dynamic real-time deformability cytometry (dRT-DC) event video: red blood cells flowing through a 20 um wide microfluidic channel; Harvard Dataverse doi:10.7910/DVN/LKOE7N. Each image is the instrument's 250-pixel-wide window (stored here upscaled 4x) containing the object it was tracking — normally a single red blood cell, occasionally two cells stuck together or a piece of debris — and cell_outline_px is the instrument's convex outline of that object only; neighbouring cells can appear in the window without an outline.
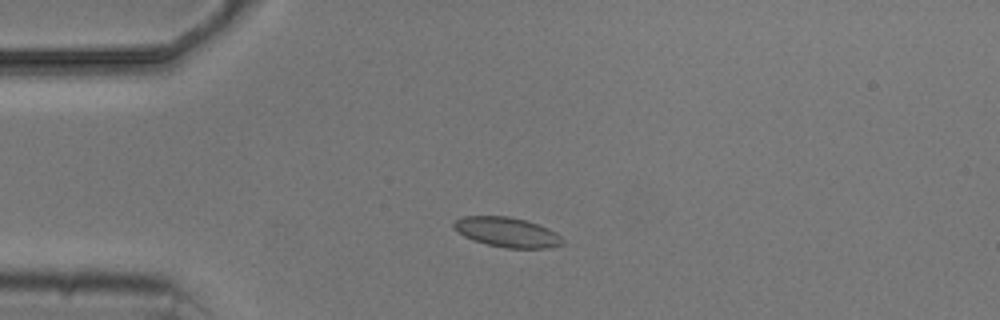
{"species": "common noctule bat (a hibernating species)", "species_latin": "Nyctalus noctula", "temperature_condition": "cold", "stored_images_in_passage": 8, "camera_frame_rate_fps": 3000, "um_per_image_px": 0.085, "animal": {"sex": "male", "body_mass_g": 20.5, "forearm_length_mm": 52.5}, "frame": {"image": 1, "passage_image": 2, "time_ms": 2.0, "image_size_px": [1000, 320], "cell_outline_px": [[564, 244], [548, 248], [504, 248], [488, 244], [464, 236], [452, 228], [452, 224], [456, 220], [464, 216], [508, 216], [524, 220], [548, 228], [556, 232], [564, 240]], "centroid_in_image_um": [43.11, 19.74], "position_along_channel_um": 41.9, "area_um2": 18.79}}
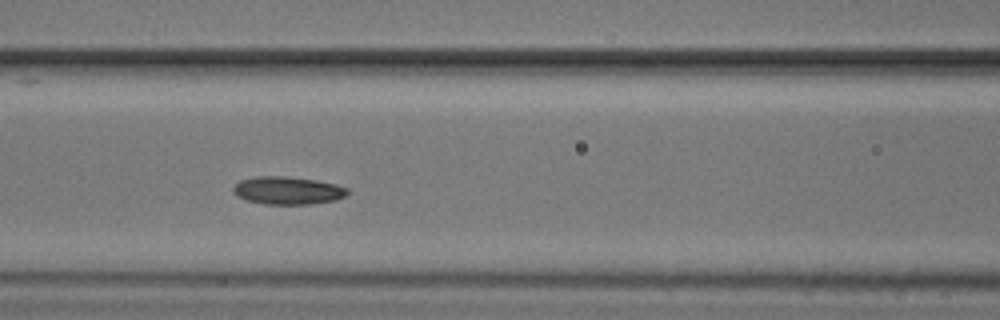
{"frame": {"image": 2, "passage_image": 5, "time_ms": 5.333, "image_size_px": [1000, 320], "cell_outline_px": [[348, 192], [344, 196], [336, 200], [308, 204], [264, 204], [244, 200], [236, 196], [232, 192], [232, 188], [240, 180], [256, 176], [288, 176], [316, 180], [336, 184], [348, 188]], "centroid_in_image_um": [24.41, 16.19], "position_along_channel_um": 142.2, "area_um2": 18.67}}
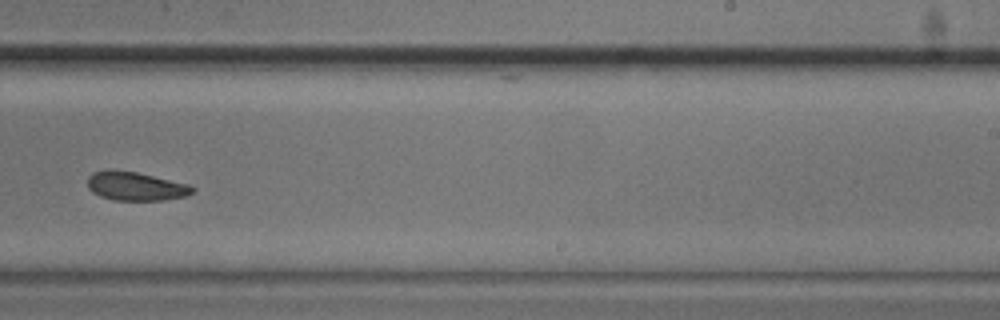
{"frame": {"image": 3, "passage_image": 8, "time_ms": 9.0, "image_size_px": [1000, 320], "cell_outline_px": [[196, 188], [192, 192], [184, 196], [164, 200], [112, 200], [100, 196], [92, 192], [88, 188], [88, 176], [92, 172], [112, 168], [136, 172], [188, 184]], "centroid_in_image_um": [11.47, 15.81], "position_along_channel_um": 277.5, "area_um2": 17.63}}